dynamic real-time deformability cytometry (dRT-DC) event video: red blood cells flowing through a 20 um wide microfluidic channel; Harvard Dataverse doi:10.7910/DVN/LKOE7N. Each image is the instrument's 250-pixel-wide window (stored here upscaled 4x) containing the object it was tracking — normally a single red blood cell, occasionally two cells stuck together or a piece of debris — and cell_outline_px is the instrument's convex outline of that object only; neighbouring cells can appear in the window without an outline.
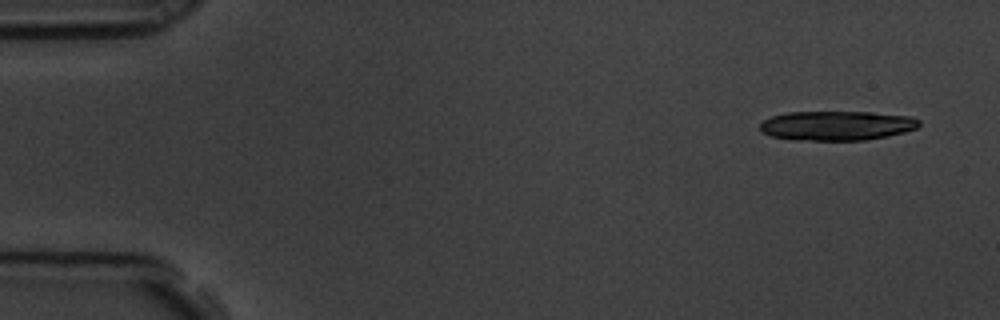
{"species": "common noctule bat (a hibernating species)", "species_latin": "Nyctalus noctula", "temperature_condition": "room temperature", "stored_images_in_passage": 3, "camera_frame_rate_fps": 3000, "um_per_image_px": 0.085, "animal": {"sex": "male", "body_mass_g": 19.5, "forearm_length_mm": 54.6}, "frame": {"image": 1, "passage_image": 1, "time_ms": 0.0, "image_size_px": [1000, 320], "cell_outline_px": [[920, 124], [916, 128], [904, 132], [888, 136], [864, 140], [792, 140], [772, 136], [760, 132], [760, 124], [764, 120], [772, 116], [788, 112], [872, 112], [912, 116], [920, 120]], "centroid_in_image_um": [71.13, 10.67], "position_along_channel_um": 13.9, "area_um2": 27.46}}